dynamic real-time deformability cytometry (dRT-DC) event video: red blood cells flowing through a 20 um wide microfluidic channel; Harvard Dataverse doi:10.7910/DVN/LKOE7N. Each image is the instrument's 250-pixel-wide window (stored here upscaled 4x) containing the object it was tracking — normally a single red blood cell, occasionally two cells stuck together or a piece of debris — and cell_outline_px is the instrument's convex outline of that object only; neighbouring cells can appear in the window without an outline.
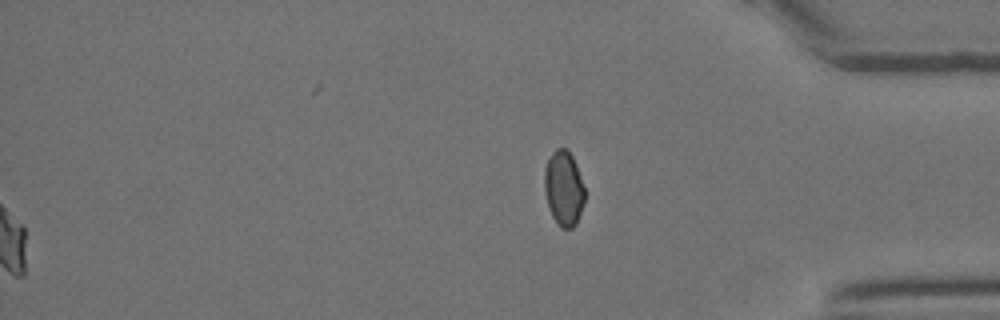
{"species": "Egyptian fruit bat (a non-hibernating species)", "species_latin": "Rousettus aegyptiacus", "temperature_condition": "room temperature", "stored_images_in_passage": 37, "segment_of_instrument_passage": [2, 2], "camera_frame_rate_fps": 3000, "um_per_image_px": 0.085, "animal": {"sex": "female"}, "frame": {"image": 1, "passage_image": 37, "time_ms": 12.0, "image_size_px": [1000, 320], "cell_outline_px": [[584, 200], [576, 224], [572, 228], [560, 228], [552, 216], [544, 192], [544, 168], [552, 152], [556, 148], [564, 148], [572, 156], [576, 164], [584, 188]], "centroid_in_image_um": [47.89, 16.01], "position_along_channel_um": 387.3, "area_um2": 17.46}}